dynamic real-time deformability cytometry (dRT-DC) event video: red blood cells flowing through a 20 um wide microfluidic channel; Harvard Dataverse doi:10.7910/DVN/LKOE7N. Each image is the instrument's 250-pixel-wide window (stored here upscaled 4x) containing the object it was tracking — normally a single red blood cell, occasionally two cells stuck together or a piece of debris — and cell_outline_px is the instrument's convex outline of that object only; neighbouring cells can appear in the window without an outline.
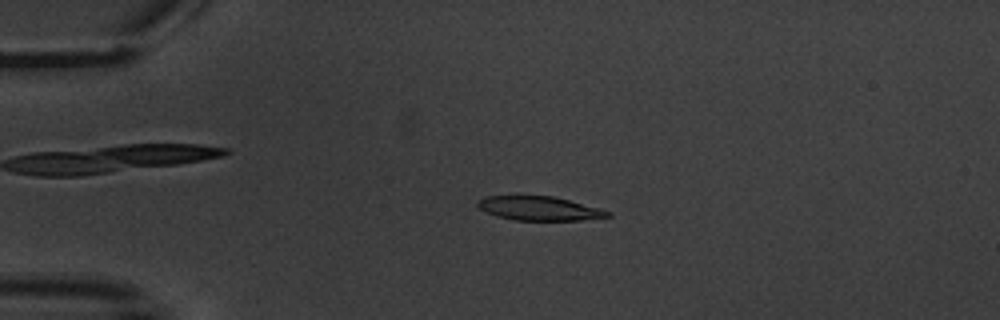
{"species": "common noctule bat (a hibernating species)", "species_latin": "Nyctalus noctula", "temperature_condition": "warm", "stored_images_in_passage": 3, "camera_frame_rate_fps": 3000, "um_per_image_px": 0.085, "animal": {"sex": "male", "body_mass_g": 20.1, "forearm_length_mm": 53.5}, "frame": {"image": 1, "passage_image": 2, "time_ms": 2.0, "image_size_px": [1000, 320], "cell_outline_px": [[612, 216], [580, 220], [512, 220], [496, 216], [480, 208], [476, 204], [484, 196], [552, 196], [600, 208], [612, 212]], "centroid_in_image_um": [45.86, 17.72], "position_along_channel_um": 39.1, "area_um2": 18.03}}